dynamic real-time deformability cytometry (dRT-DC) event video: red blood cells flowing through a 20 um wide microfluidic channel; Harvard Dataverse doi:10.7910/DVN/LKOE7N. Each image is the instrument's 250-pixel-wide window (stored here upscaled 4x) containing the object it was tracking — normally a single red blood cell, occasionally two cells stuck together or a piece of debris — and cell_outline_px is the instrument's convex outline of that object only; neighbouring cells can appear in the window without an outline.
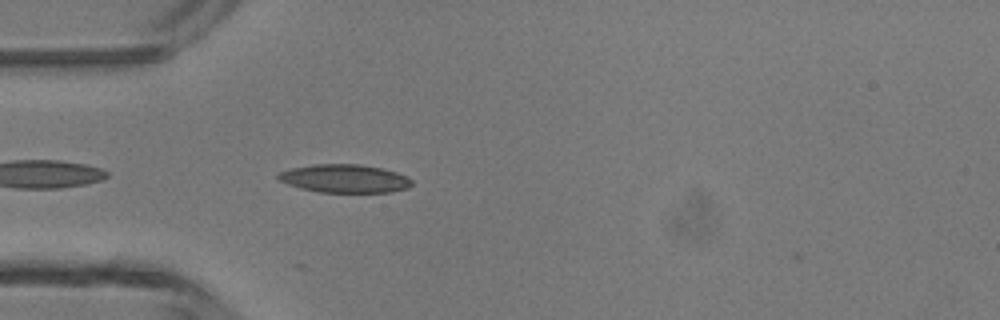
{"species": "common noctule bat (a hibernating species)", "species_latin": "Nyctalus noctula", "temperature_condition": "room temperature", "stored_images_in_passage": 10, "camera_frame_rate_fps": 3000, "um_per_image_px": 0.085, "animal": {"sex": "male", "body_mass_g": 13.3}, "frame": {"image": 1, "passage_image": 3, "time_ms": 0.667, "image_size_px": [1000, 320], "cell_outline_px": [[412, 184], [408, 188], [392, 192], [320, 192], [300, 188], [288, 184], [280, 180], [276, 176], [280, 172], [292, 168], [312, 164], [360, 164], [380, 168], [396, 172], [408, 176], [412, 180]], "centroid_in_image_um": [29.32, 15.17], "position_along_channel_um": 55.7, "area_um2": 21.96}}
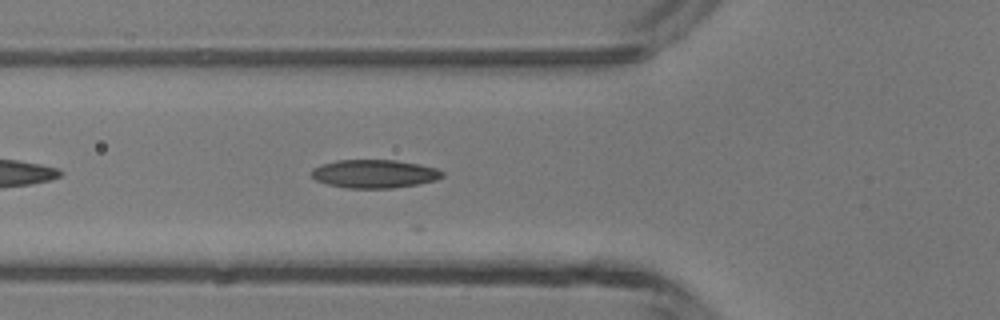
{"frame": {"image": 2, "passage_image": 6, "time_ms": 1.667, "image_size_px": [1000, 320], "cell_outline_px": [[444, 176], [436, 180], [416, 184], [392, 188], [344, 188], [328, 184], [316, 180], [312, 176], [312, 168], [320, 164], [336, 160], [396, 160], [420, 164], [436, 168], [444, 172]], "centroid_in_image_um": [31.82, 14.77], "position_along_channel_um": 94.0, "area_um2": 21.68}}
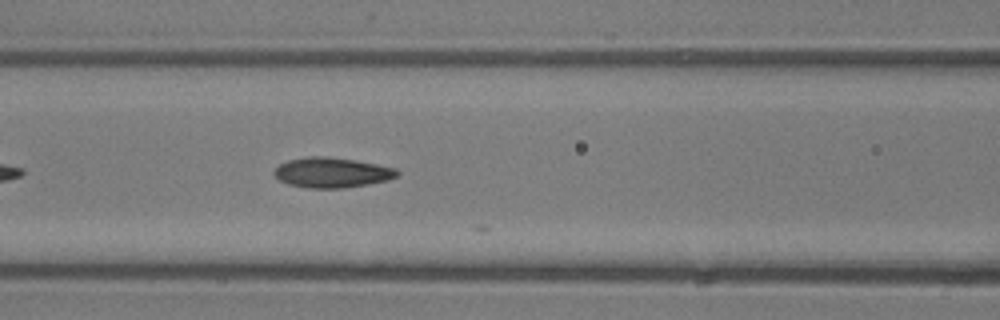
{"frame": {"image": 3, "passage_image": 9, "time_ms": 2.667, "image_size_px": [1000, 320], "cell_outline_px": [[400, 172], [396, 176], [388, 180], [368, 184], [344, 188], [308, 188], [288, 184], [280, 180], [272, 172], [280, 164], [288, 160], [308, 156], [324, 156], [356, 160], [396, 168]], "centroid_in_image_um": [28.21, 14.66], "position_along_channel_um": 138.4, "area_um2": 21.56}}